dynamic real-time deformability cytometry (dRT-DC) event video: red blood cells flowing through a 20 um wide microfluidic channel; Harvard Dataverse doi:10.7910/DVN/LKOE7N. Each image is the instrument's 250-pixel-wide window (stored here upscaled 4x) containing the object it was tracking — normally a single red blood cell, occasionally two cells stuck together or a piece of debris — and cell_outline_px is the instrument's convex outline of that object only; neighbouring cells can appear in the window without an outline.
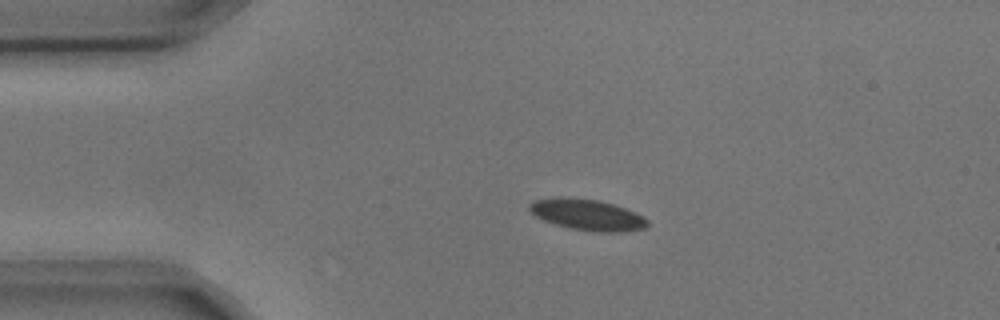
{"species": "common noctule bat (a hibernating species)", "species_latin": "Nyctalus noctula", "temperature_condition": "cold", "stored_images_in_passage": 3, "camera_frame_rate_fps": 3000, "um_per_image_px": 0.085, "animal": {"sex": "male", "body_mass_g": 17.9, "forearm_length_mm": 54.2}, "frame": {"image": 1, "passage_image": 2, "time_ms": 0.333, "image_size_px": [1000, 320], "cell_outline_px": [[648, 224], [644, 228], [620, 232], [600, 232], [572, 228], [556, 224], [544, 220], [536, 216], [528, 208], [528, 204], [532, 200], [552, 196], [560, 196], [600, 200], [636, 212], [644, 216], [648, 220]], "centroid_in_image_um": [49.89, 18.22], "position_along_channel_um": 35.1, "area_um2": 21.44}}